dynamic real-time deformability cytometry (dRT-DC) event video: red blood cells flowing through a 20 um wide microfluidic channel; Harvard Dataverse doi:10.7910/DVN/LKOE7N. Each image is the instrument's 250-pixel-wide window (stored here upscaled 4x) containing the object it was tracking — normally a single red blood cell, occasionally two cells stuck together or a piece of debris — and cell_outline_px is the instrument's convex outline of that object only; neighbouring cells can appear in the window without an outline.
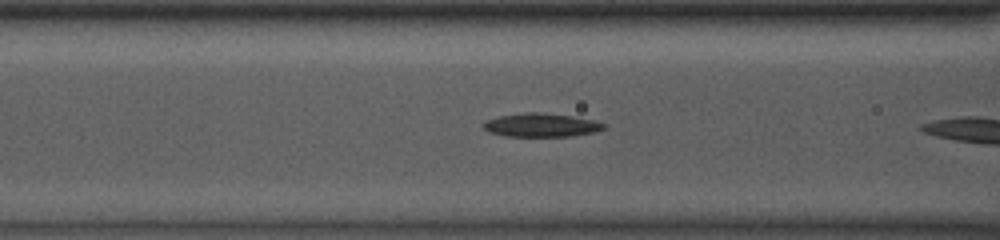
{"species": "common noctule bat (a hibernating species)", "species_latin": "Nyctalus noctula", "temperature_condition": "room temperature", "stored_images_in_passage": 8, "camera_frame_rate_fps": 3000, "um_per_image_px": 0.085, "animal": {"sex": "male", "body_mass_g": 13.0, "forearm_length_mm": 53.1}, "frame": {"image": 1, "passage_image": 7, "time_ms": 2.0, "image_size_px": [1000, 240], "cell_outline_px": [[608, 124], [604, 128], [592, 132], [572, 136], [504, 136], [488, 132], [480, 124], [488, 120], [500, 116], [528, 112], [540, 112], [572, 116], [592, 120]], "centroid_in_image_um": [45.98, 10.63], "position_along_channel_um": 120.6, "area_um2": 16.42}}